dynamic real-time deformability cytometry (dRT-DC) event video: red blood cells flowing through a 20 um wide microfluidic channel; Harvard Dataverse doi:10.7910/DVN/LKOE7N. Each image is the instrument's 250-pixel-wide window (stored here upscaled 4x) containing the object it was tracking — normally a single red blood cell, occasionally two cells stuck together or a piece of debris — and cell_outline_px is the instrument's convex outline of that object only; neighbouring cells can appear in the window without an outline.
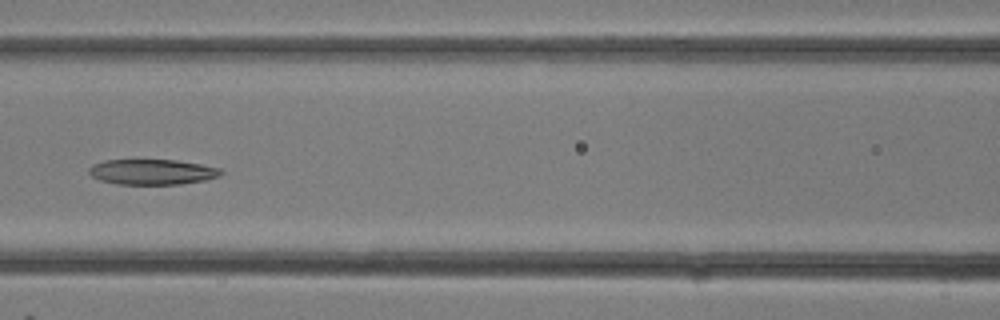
{"species": "common noctule bat (a hibernating species)", "species_latin": "Nyctalus noctula", "temperature_condition": "room temperature", "stored_images_in_passage": 13, "camera_frame_rate_fps": 3000, "um_per_image_px": 0.085, "animal": {"sex": "female"}, "frame": {"image": 1, "passage_image": 10, "time_ms": 3.0, "image_size_px": [1000, 320], "cell_outline_px": [[224, 172], [220, 176], [204, 180], [180, 184], [116, 184], [100, 180], [92, 176], [88, 172], [88, 168], [92, 164], [104, 160], [176, 160], [200, 164], [220, 168]], "centroid_in_image_um": [12.92, 14.61], "position_along_channel_um": 153.7, "area_um2": 19.54}}
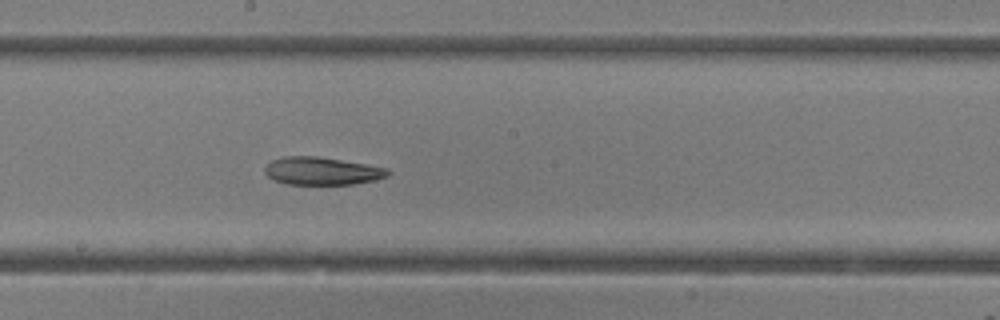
{"frame": {"image": 2, "passage_image": 13, "time_ms": 4.0, "image_size_px": [1000, 320], "cell_outline_px": [[392, 172], [388, 176], [376, 180], [352, 184], [288, 184], [276, 180], [268, 176], [264, 172], [264, 168], [272, 160], [284, 156], [316, 156], [368, 164], [388, 168]], "centroid_in_image_um": [27.41, 14.53], "position_along_channel_um": 220.8, "area_um2": 19.94}}